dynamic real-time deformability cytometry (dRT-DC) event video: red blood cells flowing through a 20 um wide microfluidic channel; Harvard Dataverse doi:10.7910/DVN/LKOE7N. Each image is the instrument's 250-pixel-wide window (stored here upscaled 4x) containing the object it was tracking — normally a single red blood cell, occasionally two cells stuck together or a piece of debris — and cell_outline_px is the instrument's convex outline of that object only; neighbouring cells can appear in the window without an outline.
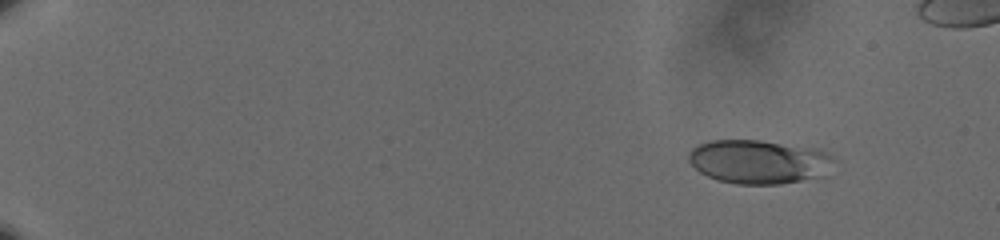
{"species": "human", "species_latin": "Homo sapiens", "temperature_condition": "cold", "stored_images_in_passage": 55, "camera_frame_rate_fps": 3000, "um_per_image_px": 0.085, "donor": {"sex": "male"}, "frame": {"image": 1, "passage_image": 1, "time_ms": 0.0, "image_size_px": [1000, 240], "cell_outline_px": [[836, 160], [824, 176], [780, 184], [736, 184], [720, 180], [708, 176], [700, 172], [688, 160], [688, 152], [692, 148], [700, 144], [712, 140], [760, 140], [824, 152], [832, 156]], "centroid_in_image_um": [64.47, 13.76], "position_along_channel_um": 20.5, "area_um2": 36.59}}
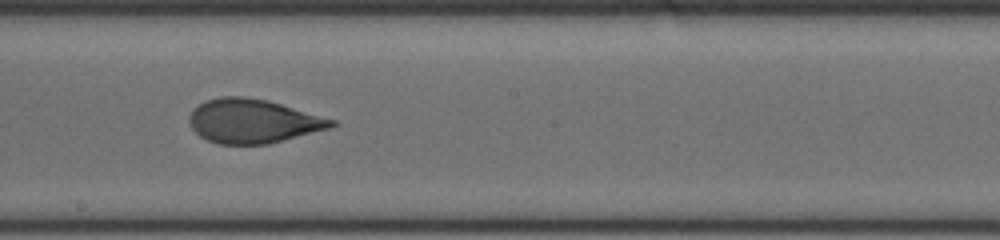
{"frame": {"image": 2, "passage_image": 31, "time_ms": 10.0, "image_size_px": [1000, 240], "cell_outline_px": [[336, 124], [328, 128], [268, 144], [220, 144], [208, 140], [200, 136], [188, 124], [188, 116], [192, 108], [208, 100], [220, 96], [244, 96], [268, 100], [336, 120]], "centroid_in_image_um": [21.45, 10.28], "position_along_channel_um": 226.7, "area_um2": 36.3}}
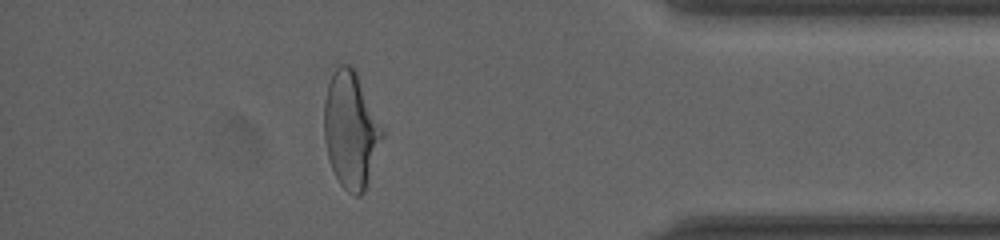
{"frame": {"image": 3, "passage_image": 48, "time_ms": 15.667, "image_size_px": [1000, 240], "cell_outline_px": [[384, 136], [364, 192], [360, 196], [356, 196], [348, 192], [340, 184], [332, 168], [328, 156], [324, 140], [324, 100], [332, 64], [352, 64], [384, 128]], "centroid_in_image_um": [29.81, 10.97], "position_along_channel_um": 405.4, "area_um2": 40.0}}